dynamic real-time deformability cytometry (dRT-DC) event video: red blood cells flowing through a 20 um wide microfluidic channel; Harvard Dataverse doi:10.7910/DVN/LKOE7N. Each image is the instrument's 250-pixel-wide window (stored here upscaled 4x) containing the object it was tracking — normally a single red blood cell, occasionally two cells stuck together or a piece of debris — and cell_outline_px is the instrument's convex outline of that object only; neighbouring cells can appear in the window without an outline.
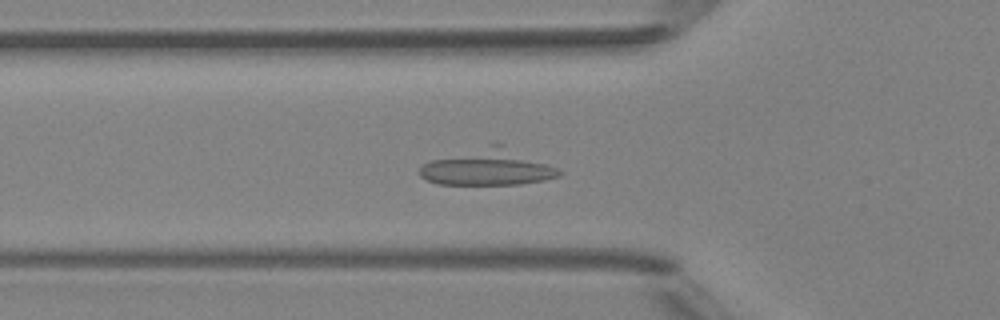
{"species": "Egyptian fruit bat (a non-hibernating species)", "species_latin": "Rousettus aegyptiacus", "temperature_condition": "room temperature", "stored_images_in_passage": 49, "camera_frame_rate_fps": 3000, "um_per_image_px": 0.085, "animal": {"sex": "female"}, "frame": {"image": 1, "passage_image": 16, "time_ms": 5.0, "image_size_px": [1000, 320], "cell_outline_px": [[564, 172], [560, 176], [544, 180], [520, 184], [436, 184], [420, 176], [416, 172], [424, 164], [432, 160], [492, 144], [500, 144], [556, 168]], "centroid_in_image_um": [41.44, 14.26], "position_along_channel_um": 84.4, "area_um2": 28.44}}
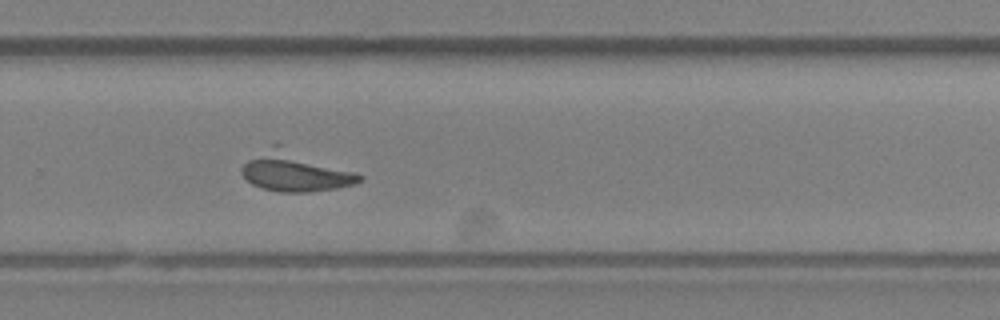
{"frame": {"image": 2, "passage_image": 32, "time_ms": 10.333, "image_size_px": [1000, 320], "cell_outline_px": [[364, 180], [352, 184], [336, 188], [308, 192], [280, 192], [264, 188], [252, 184], [240, 172], [240, 168], [248, 160], [272, 144], [280, 144], [364, 176]], "centroid_in_image_um": [25.07, 14.58], "position_along_channel_um": 304.7, "area_um2": 26.82}}
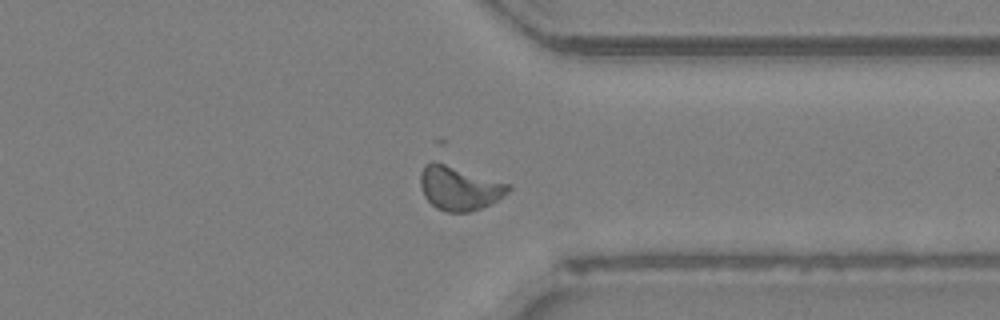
{"frame": {"image": 3, "passage_image": 37, "time_ms": 12.0, "image_size_px": [1000, 320], "cell_outline_px": [[512, 188], [508, 192], [496, 200], [480, 208], [468, 212], [448, 212], [436, 208], [424, 196], [420, 184], [420, 172], [424, 164], [432, 160], [512, 184]], "centroid_in_image_um": [39.02, 15.97], "position_along_channel_um": 372.4, "area_um2": 22.48}}